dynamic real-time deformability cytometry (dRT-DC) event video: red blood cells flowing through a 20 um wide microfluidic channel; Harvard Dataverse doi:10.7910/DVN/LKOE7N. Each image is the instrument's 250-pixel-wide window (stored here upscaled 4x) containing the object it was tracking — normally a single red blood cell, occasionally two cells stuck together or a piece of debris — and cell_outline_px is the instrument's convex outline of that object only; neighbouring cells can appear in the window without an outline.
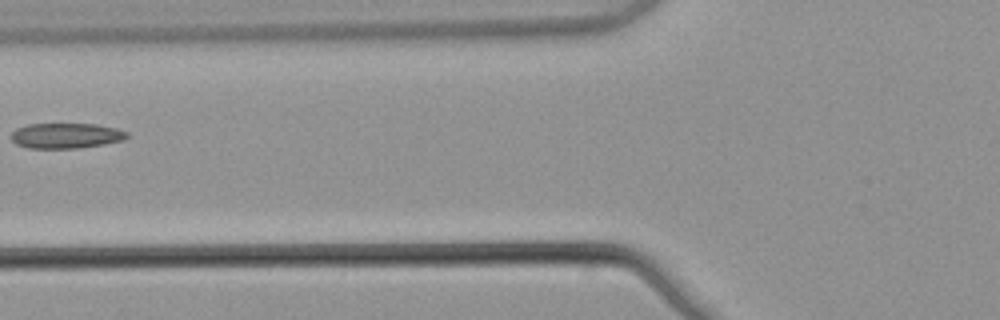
{"species": "common noctule bat (a hibernating species)", "species_latin": "Nyctalus noctula", "temperature_condition": "warm", "stored_images_in_passage": 6, "camera_frame_rate_fps": 3000, "um_per_image_px": 0.085, "animal": {"sex": "male", "body_mass_g": 21.5, "forearm_length_mm": 52.0}, "frame": {"image": 1, "passage_image": 5, "time_ms": 1.333, "image_size_px": [1000, 320], "cell_outline_px": [[128, 136], [124, 140], [104, 144], [80, 148], [28, 148], [16, 144], [12, 140], [12, 132], [16, 128], [28, 124], [96, 124], [116, 128], [128, 132]], "centroid_in_image_um": [5.62, 11.53], "position_along_channel_um": 120.2, "area_um2": 17.11}}
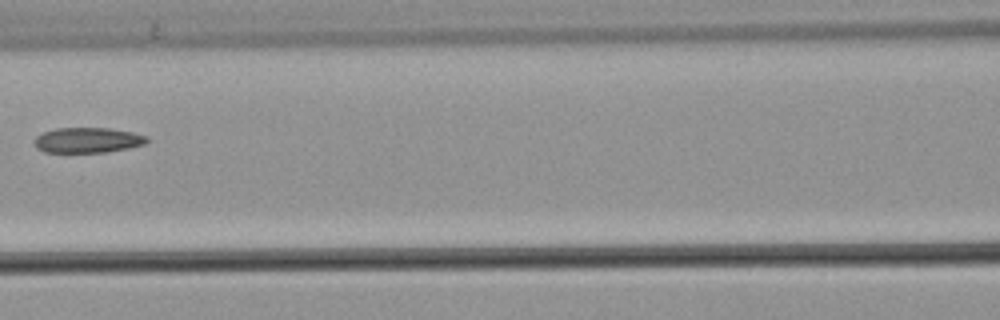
{"frame": {"image": 2, "passage_image": 6, "time_ms": 1.667, "image_size_px": [1000, 320], "cell_outline_px": [[148, 140], [144, 144], [128, 148], [108, 152], [44, 152], [36, 148], [36, 136], [44, 132], [56, 128], [108, 128], [132, 132], [144, 136]], "centroid_in_image_um": [7.43, 11.91], "position_along_channel_um": 159.2, "area_um2": 16.36}}